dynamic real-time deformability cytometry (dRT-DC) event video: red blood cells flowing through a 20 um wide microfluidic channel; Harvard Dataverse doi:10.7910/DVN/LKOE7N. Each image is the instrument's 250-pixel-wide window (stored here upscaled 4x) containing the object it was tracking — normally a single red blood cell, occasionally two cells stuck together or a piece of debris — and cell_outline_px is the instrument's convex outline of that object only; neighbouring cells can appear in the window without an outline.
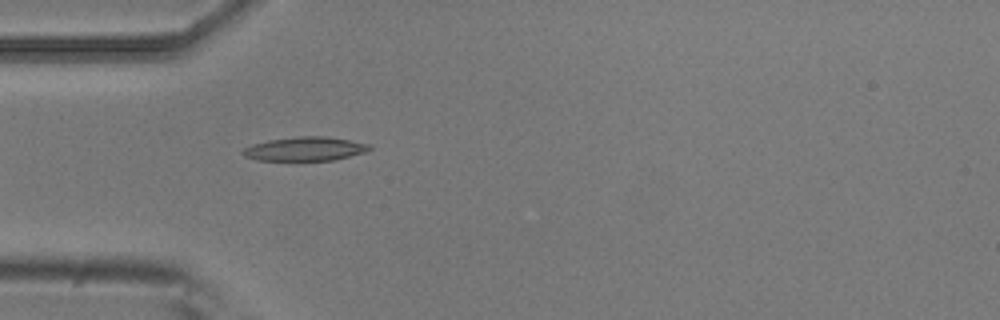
{"species": "common noctule bat (a hibernating species)", "species_latin": "Nyctalus noctula", "temperature_condition": "room temperature", "stored_images_in_passage": 5, "camera_frame_rate_fps": 3000, "um_per_image_px": 0.085, "animal": {"sex": "male", "body_mass_g": 20.5, "forearm_length_mm": 52.5}, "frame": {"image": 1, "passage_image": 5, "time_ms": 1.333, "image_size_px": [1000, 320], "cell_outline_px": [[372, 148], [364, 152], [336, 160], [256, 160], [244, 156], [240, 152], [244, 148], [252, 144], [268, 140], [300, 136], [328, 136], [372, 144]], "centroid_in_image_um": [25.94, 12.65], "position_along_channel_um": 59.1, "area_um2": 17.74}}